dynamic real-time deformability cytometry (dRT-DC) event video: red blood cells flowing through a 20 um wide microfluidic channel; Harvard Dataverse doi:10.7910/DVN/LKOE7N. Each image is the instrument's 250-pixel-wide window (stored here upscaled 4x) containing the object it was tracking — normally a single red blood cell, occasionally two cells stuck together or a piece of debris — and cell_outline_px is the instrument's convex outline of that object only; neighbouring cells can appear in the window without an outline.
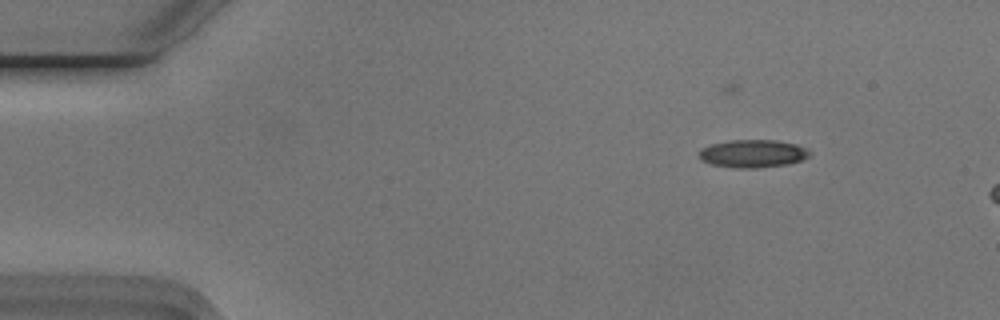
{"species": "Egyptian fruit bat (a non-hibernating species)", "species_latin": "Rousettus aegyptiacus", "temperature_condition": "cold", "stored_images_in_passage": 7, "camera_frame_rate_fps": 3000, "um_per_image_px": 0.085, "animal": {"sex": "male"}, "frame": {"image": 1, "passage_image": 1, "time_ms": 0.0, "image_size_px": [1000, 320], "cell_outline_px": [[812, 152], [808, 156], [800, 160], [788, 164], [756, 168], [736, 168], [712, 164], [700, 160], [700, 148], [708, 144], [728, 140], [776, 140], [796, 144], [808, 148]], "centroid_in_image_um": [63.98, 13.04], "position_along_channel_um": 21.0, "area_um2": 18.09}}